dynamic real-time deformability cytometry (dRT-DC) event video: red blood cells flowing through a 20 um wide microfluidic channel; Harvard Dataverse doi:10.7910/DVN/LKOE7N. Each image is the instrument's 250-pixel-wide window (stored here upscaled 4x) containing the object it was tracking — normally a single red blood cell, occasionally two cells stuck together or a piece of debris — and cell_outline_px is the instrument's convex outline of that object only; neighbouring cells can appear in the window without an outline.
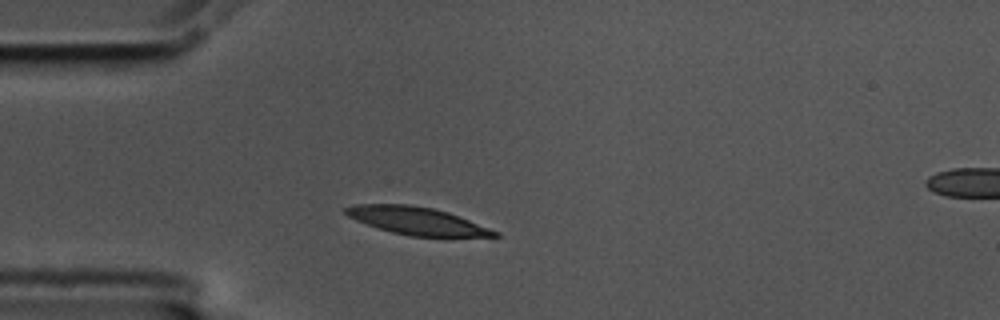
{"species": "common noctule bat (a hibernating species)", "species_latin": "Nyctalus noctula", "temperature_condition": "cold", "stored_images_in_passage": 2, "segment_of_instrument_passage": [1, 2], "camera_frame_rate_fps": 3000, "um_per_image_px": 0.085, "animal": {"sex": "male", "body_mass_g": 17.5, "forearm_length_mm": 52.3}, "frame": {"image": 1, "passage_image": 1, "time_ms": 0.0, "image_size_px": [1000, 320], "cell_outline_px": [[500, 236], [408, 236], [392, 232], [356, 220], [348, 216], [344, 212], [344, 208], [352, 204], [408, 204], [432, 208], [448, 212], [500, 232]], "centroid_in_image_um": [35.41, 18.76], "position_along_channel_um": 49.6, "area_um2": 23.64}}